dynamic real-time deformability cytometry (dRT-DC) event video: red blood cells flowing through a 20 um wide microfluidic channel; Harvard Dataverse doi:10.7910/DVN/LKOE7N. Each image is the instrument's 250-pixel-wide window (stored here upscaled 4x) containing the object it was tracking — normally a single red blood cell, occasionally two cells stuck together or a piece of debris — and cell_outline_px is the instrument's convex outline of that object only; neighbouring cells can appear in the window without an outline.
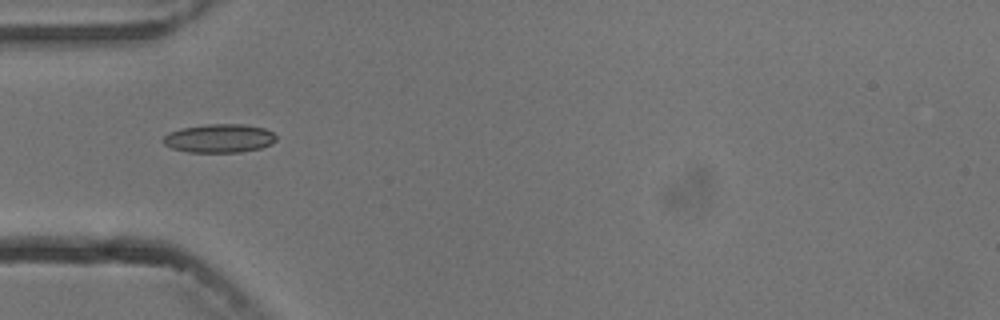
{"species": "common noctule bat (a hibernating species)", "species_latin": "Nyctalus noctula", "temperature_condition": "cold", "stored_images_in_passage": 2, "camera_frame_rate_fps": 3000, "um_per_image_px": 0.085, "animal": {"sex": "male", "body_mass_g": 13.3}, "frame": {"image": 1, "passage_image": 1, "time_ms": 0.0, "image_size_px": [1000, 320], "cell_outline_px": [[276, 140], [272, 144], [260, 148], [240, 152], [188, 152], [172, 148], [164, 144], [160, 140], [168, 132], [180, 128], [208, 124], [244, 124], [264, 128], [272, 132], [276, 136]], "centroid_in_image_um": [18.61, 11.75], "position_along_channel_um": 66.4, "area_um2": 18.96}}
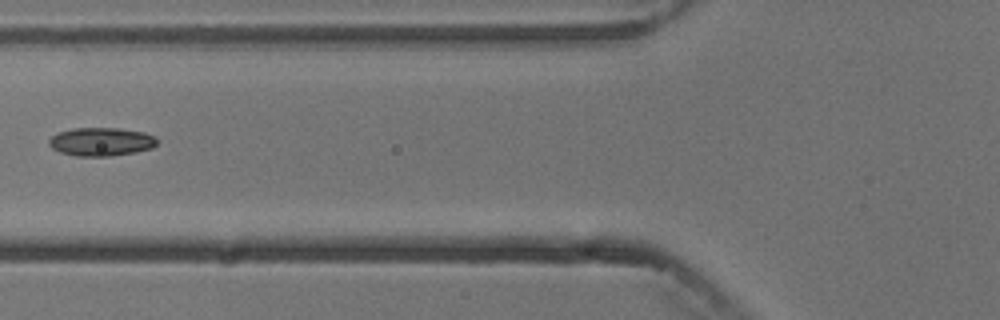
{"frame": {"image": 2, "passage_image": 2, "time_ms": 1.333, "image_size_px": [1000, 320], "cell_outline_px": [[156, 144], [152, 148], [136, 152], [108, 156], [76, 156], [60, 152], [52, 148], [48, 144], [48, 140], [56, 132], [72, 128], [120, 128], [144, 132], [152, 136], [156, 140]], "centroid_in_image_um": [8.55, 12.04], "position_along_channel_um": 117.2, "area_um2": 17.92}}